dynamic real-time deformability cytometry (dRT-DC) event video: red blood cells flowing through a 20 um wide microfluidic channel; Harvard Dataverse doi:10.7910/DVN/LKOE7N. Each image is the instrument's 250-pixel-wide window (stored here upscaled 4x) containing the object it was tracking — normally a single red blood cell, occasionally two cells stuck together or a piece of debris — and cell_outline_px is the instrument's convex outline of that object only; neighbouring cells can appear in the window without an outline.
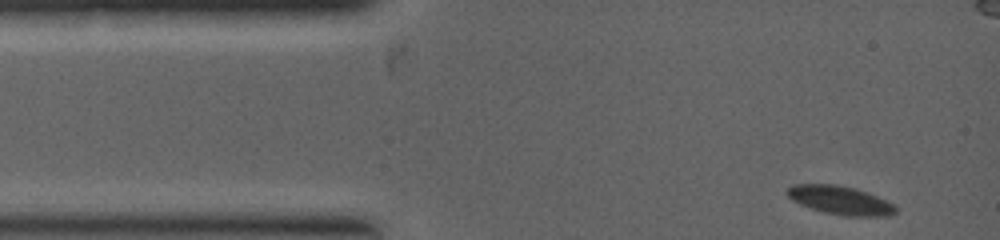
{"species": "common noctule bat (a hibernating species)", "species_latin": "Nyctalus noctula", "temperature_condition": "warm", "stored_images_in_passage": 4, "segment_of_instrument_passage": [1, 2], "camera_frame_rate_fps": 5000, "um_per_image_px": 0.085, "animal": {"sex": "female", "body_mass_g": 19.0, "forearm_length_mm": 53.3}, "frame": {"image": 1, "passage_image": 1, "time_ms": 0.0, "image_size_px": [1000, 240], "cell_outline_px": [[896, 212], [888, 216], [844, 216], [824, 212], [800, 204], [792, 200], [784, 192], [792, 184], [836, 184], [856, 188], [868, 192], [892, 204], [896, 208]], "centroid_in_image_um": [71.38, 17.01], "position_along_channel_um": 13.6, "area_um2": 18.03}}